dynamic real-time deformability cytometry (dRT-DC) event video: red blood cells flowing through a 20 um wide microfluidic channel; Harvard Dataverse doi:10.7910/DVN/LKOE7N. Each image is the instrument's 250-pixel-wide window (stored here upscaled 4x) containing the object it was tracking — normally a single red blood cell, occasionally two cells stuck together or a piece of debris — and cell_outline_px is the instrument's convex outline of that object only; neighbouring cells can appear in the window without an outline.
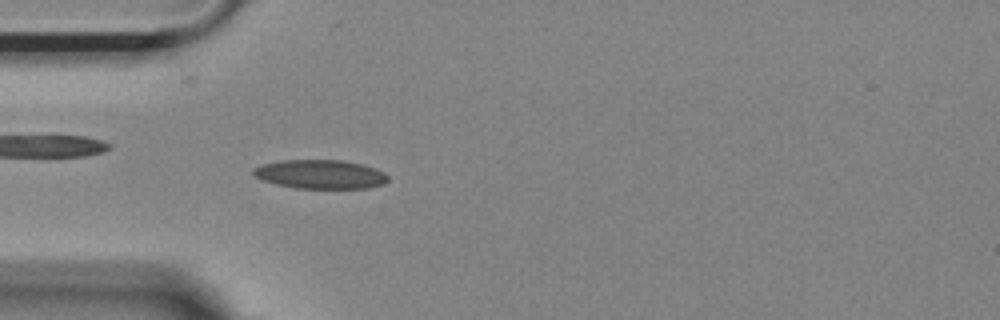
{"species": "Egyptian fruit bat (a non-hibernating species)", "species_latin": "Rousettus aegyptiacus", "temperature_condition": "room temperature", "stored_images_in_passage": 53, "camera_frame_rate_fps": 3000, "um_per_image_px": 0.085, "animal": {"sex": "female"}, "frame": {"image": 1, "passage_image": 15, "time_ms": 4.667, "image_size_px": [1000, 320], "cell_outline_px": [[388, 180], [384, 184], [368, 188], [296, 188], [276, 184], [264, 180], [256, 176], [252, 172], [252, 168], [264, 164], [280, 160], [344, 160], [360, 164], [384, 172], [388, 176]], "centroid_in_image_um": [27.23, 14.81], "position_along_channel_um": 57.8, "area_um2": 22.54}}
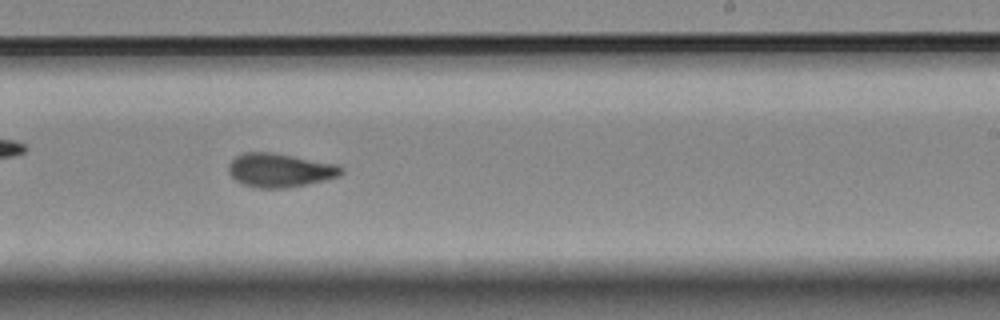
{"frame": {"image": 2, "passage_image": 32, "time_ms": 10.333, "image_size_px": [1000, 320], "cell_outline_px": [[344, 172], [340, 176], [308, 184], [284, 188], [260, 188], [244, 184], [236, 180], [228, 172], [228, 164], [236, 156], [244, 152], [272, 152], [336, 164], [344, 168]], "centroid_in_image_um": [23.8, 14.46], "position_along_channel_um": 265.2, "area_um2": 22.14}}
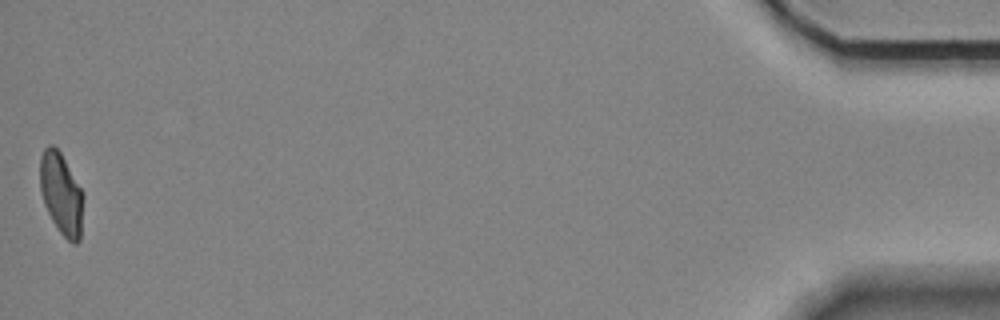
{"frame": {"image": 3, "passage_image": 53, "time_ms": 17.333, "image_size_px": [1000, 320], "cell_outline_px": [[84, 196], [80, 240], [76, 244], [72, 244], [60, 232], [52, 220], [44, 204], [40, 188], [40, 156], [44, 148], [48, 144], [52, 144], [60, 152], [84, 192]], "centroid_in_image_um": [5.22, 16.47], "position_along_channel_um": 430.0, "area_um2": 20.81}, "authors_computed_cell_mechanics": {"area_um2": 21.4438, "velocity_mm_per_s": 3.7083, "shape_relaxation_time_tau1_ms": null, "shape_relaxation_time_tau2_ms": 2.2529, "deformation_change_tau1": null, "deformation_change_tau2": 0.0687}}